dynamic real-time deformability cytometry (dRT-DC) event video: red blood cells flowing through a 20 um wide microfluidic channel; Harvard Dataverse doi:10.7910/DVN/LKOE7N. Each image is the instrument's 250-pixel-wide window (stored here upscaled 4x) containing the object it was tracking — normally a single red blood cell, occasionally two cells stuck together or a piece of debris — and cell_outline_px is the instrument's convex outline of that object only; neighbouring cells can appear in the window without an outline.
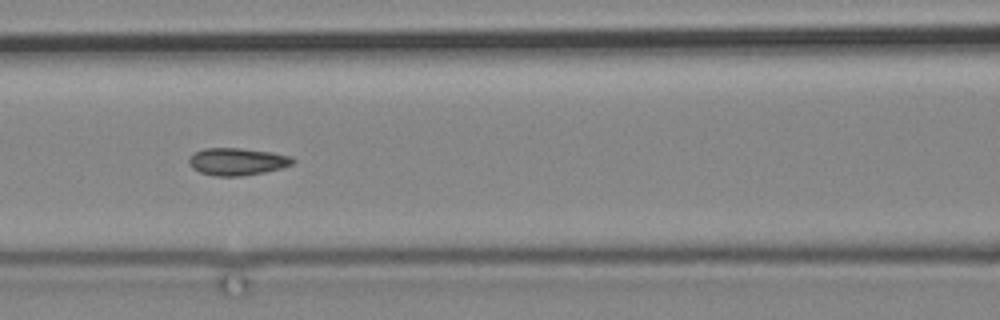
{"species": "common noctule bat (a hibernating species)", "species_latin": "Nyctalus noctula", "temperature_condition": "cold", "stored_images_in_passage": 6, "camera_frame_rate_fps": 3000, "um_per_image_px": 0.085, "animal": {"sex": "male", "body_mass_g": 19.2, "forearm_length_mm": 51.8}, "frame": {"image": 1, "passage_image": 5, "time_ms": 4.667, "image_size_px": [1000, 320], "cell_outline_px": [[296, 160], [292, 164], [280, 168], [264, 172], [240, 176], [216, 176], [200, 172], [192, 168], [188, 164], [188, 160], [196, 152], [204, 148], [240, 148], [272, 152], [292, 156]], "centroid_in_image_um": [20.17, 13.73], "position_along_channel_um": 146.4, "area_um2": 16.47}}
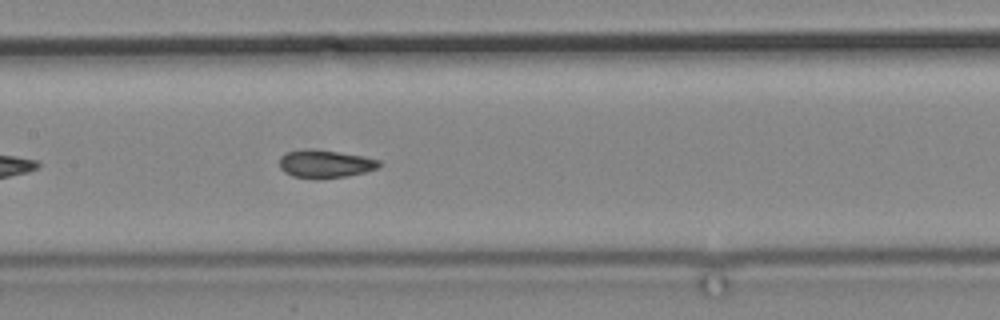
{"frame": {"image": 2, "passage_image": 6, "time_ms": 5.667, "image_size_px": [1000, 320], "cell_outline_px": [[384, 164], [376, 168], [364, 172], [348, 176], [292, 176], [284, 172], [280, 168], [280, 156], [288, 152], [336, 152], [364, 156], [380, 160]], "centroid_in_image_um": [27.73, 13.94], "position_along_channel_um": 179.7, "area_um2": 14.91}}